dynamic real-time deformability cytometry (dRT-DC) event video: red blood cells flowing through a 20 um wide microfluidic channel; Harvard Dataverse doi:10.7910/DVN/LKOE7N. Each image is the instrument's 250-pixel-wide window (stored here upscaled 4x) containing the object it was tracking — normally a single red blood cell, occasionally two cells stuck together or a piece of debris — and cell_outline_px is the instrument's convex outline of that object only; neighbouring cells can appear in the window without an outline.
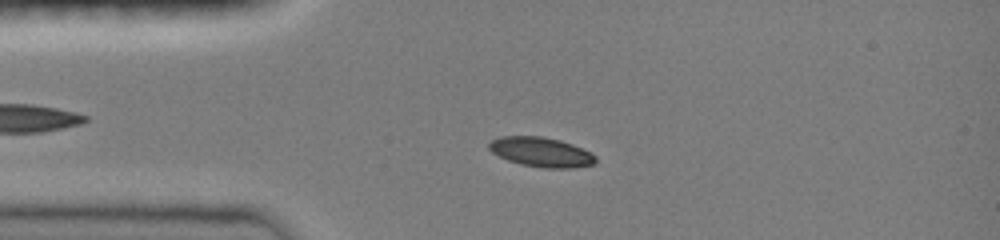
{"species": "common noctule bat (a hibernating species)", "species_latin": "Nyctalus noctula", "temperature_condition": "room temperature", "stored_images_in_passage": 33, "camera_frame_rate_fps": 3000, "um_per_image_px": 0.085, "animal": {"sex": "female", "body_mass_g": 19.0, "forearm_length_mm": 51.5}, "frame": {"image": 1, "passage_image": 5, "time_ms": 1.333, "image_size_px": [1000, 240], "cell_outline_px": [[596, 164], [568, 168], [544, 168], [520, 164], [508, 160], [492, 152], [488, 148], [488, 144], [492, 140], [500, 136], [544, 136], [560, 140], [572, 144], [592, 152], [596, 156]], "centroid_in_image_um": [46.02, 12.92], "position_along_channel_um": 39.0, "area_um2": 18.5}}
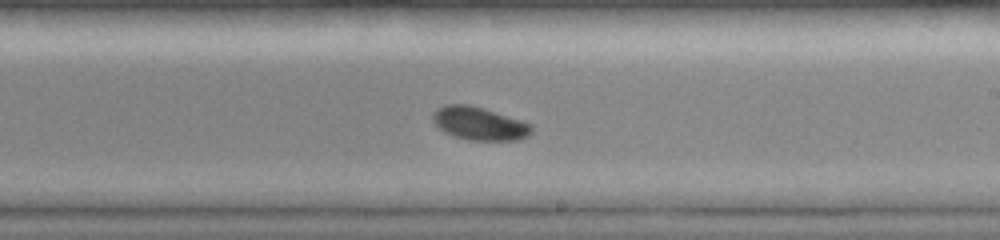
{"frame": {"image": 2, "passage_image": 19, "time_ms": 6.0, "image_size_px": [1000, 240], "cell_outline_px": [[532, 132], [528, 136], [520, 140], [468, 140], [452, 136], [444, 132], [432, 120], [432, 112], [436, 108], [444, 104], [468, 104], [484, 108], [524, 120], [532, 124]], "centroid_in_image_um": [40.75, 10.49], "position_along_channel_um": 248.2, "area_um2": 19.48}}
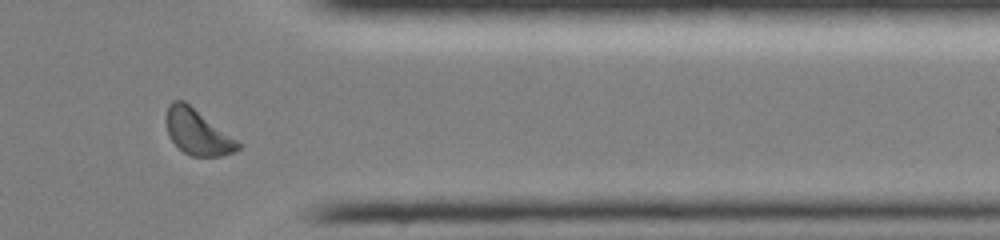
{"frame": {"image": 3, "passage_image": 28, "time_ms": 9.0, "image_size_px": [1000, 240], "cell_outline_px": [[240, 148], [232, 152], [220, 156], [192, 156], [184, 152], [168, 136], [168, 104], [172, 100], [184, 100], [236, 140], [240, 144]], "centroid_in_image_um": [16.78, 11.23], "position_along_channel_um": 394.6, "area_um2": 18.32}, "authors_computed_cell_mechanics": {"area_um2": 18.6116, "velocity_mm_per_s": 4.1031, "shape_relaxation_time_tau1_ms": 1.9842, "shape_relaxation_time_tau2_ms": null, "deformation_change_tau1": 0.1006, "deformation_change_tau2": null}}